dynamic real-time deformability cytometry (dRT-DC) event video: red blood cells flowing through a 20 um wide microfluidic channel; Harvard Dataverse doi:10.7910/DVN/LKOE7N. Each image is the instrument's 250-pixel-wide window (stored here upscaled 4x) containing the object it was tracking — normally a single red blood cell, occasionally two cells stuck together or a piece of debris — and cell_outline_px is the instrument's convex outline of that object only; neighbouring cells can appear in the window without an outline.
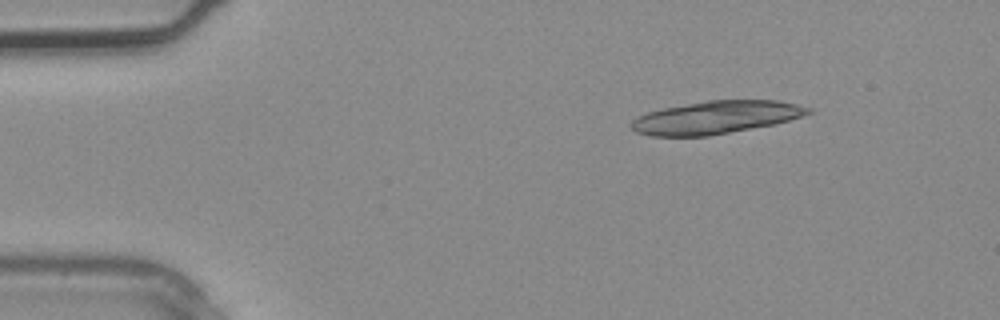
{"species": "common noctule bat (a hibernating species)", "species_latin": "Nyctalus noctula", "temperature_condition": "warm", "stored_images_in_passage": 2, "camera_frame_rate_fps": 3000, "um_per_image_px": 0.085, "animal": {"sex": "male", "body_mass_g": 20.4}, "frame": {"image": 1, "passage_image": 1, "time_ms": 0.0, "image_size_px": [1000, 320], "cell_outline_px": [[812, 112], [776, 124], [708, 136], [652, 136], [636, 132], [628, 124], [632, 120], [648, 112], [660, 108], [708, 100], [780, 100], [812, 108]], "centroid_in_image_um": [60.84, 9.97], "position_along_channel_um": 24.2, "area_um2": 33.87}}